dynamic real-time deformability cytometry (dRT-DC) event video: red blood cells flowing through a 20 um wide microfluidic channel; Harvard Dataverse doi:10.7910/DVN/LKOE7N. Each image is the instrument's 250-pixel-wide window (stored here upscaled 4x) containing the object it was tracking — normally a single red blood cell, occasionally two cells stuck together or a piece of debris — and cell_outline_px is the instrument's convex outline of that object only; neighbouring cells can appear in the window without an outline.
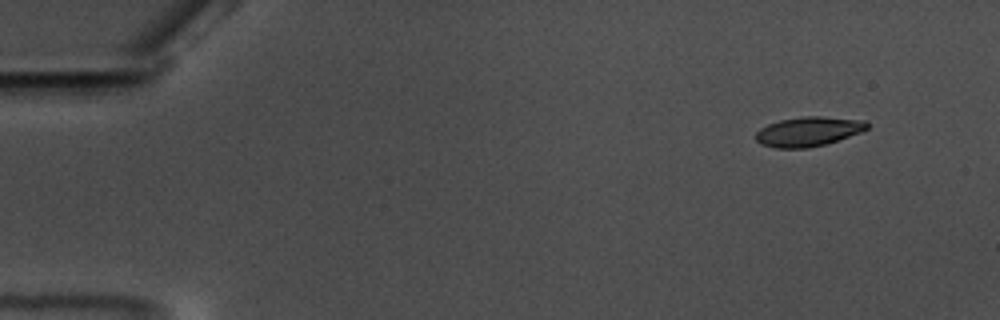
{"species": "common noctule bat (a hibernating species)", "species_latin": "Nyctalus noctula", "temperature_condition": "warm", "stored_images_in_passage": 17, "camera_frame_rate_fps": 3000, "um_per_image_px": 0.085, "animal": {"sex": "male", "body_mass_g": 17.5, "forearm_length_mm": 52.3}, "frame": {"image": 1, "passage_image": 6, "time_ms": 1.667, "image_size_px": [1000, 320], "cell_outline_px": [[868, 128], [860, 132], [824, 144], [808, 148], [776, 148], [760, 144], [756, 140], [756, 132], [760, 128], [768, 124], [780, 120], [804, 116], [820, 116], [864, 120], [868, 124]], "centroid_in_image_um": [68.67, 11.18], "position_along_channel_um": 16.3, "area_um2": 18.96}}